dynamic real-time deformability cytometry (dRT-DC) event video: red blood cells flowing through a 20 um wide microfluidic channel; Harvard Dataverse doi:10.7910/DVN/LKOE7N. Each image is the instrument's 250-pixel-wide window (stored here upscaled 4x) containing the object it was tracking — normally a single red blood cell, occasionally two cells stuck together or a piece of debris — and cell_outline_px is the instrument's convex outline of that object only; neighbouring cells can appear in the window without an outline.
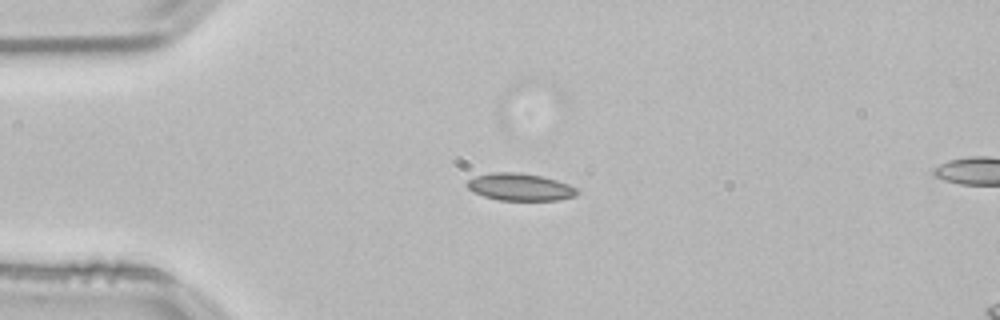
{"species": "common noctule bat (a hibernating species)", "species_latin": "Nyctalus noctula", "temperature_condition": "room temperature", "stored_images_in_passage": 16, "camera_frame_rate_fps": 3000, "um_per_image_px": 0.085, "animal": {"sex": "male", "body_mass_g": 21.5, "forearm_length_mm": 52.0}, "frame": {"image": 1, "passage_image": 12, "time_ms": 3.667, "image_size_px": [1000, 320], "cell_outline_px": [[580, 192], [576, 196], [560, 200], [500, 200], [484, 196], [472, 192], [464, 184], [468, 180], [476, 176], [492, 172], [520, 172], [540, 176], [556, 180], [568, 184], [576, 188]], "centroid_in_image_um": [44.2, 15.9], "position_along_channel_um": 40.8, "area_um2": 17.57}}